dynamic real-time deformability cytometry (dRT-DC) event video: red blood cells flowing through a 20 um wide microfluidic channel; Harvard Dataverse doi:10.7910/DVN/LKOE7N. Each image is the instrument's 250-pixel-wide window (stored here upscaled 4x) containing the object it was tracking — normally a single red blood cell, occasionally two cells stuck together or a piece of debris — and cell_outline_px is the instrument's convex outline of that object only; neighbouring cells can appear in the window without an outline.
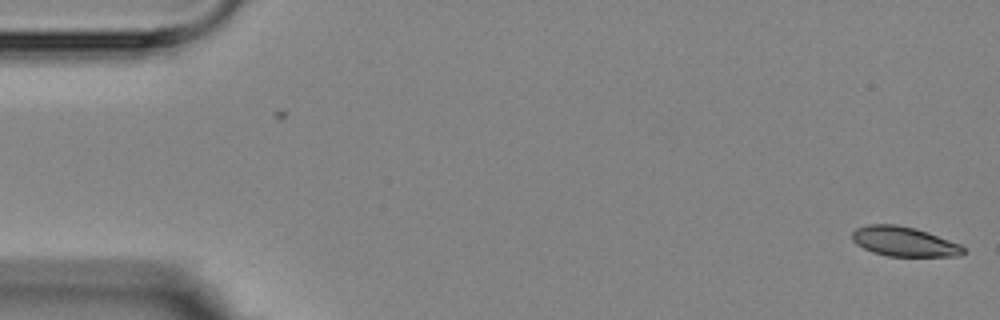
{"species": "Egyptian fruit bat (a non-hibernating species)", "species_latin": "Rousettus aegyptiacus", "temperature_condition": "room temperature", "stored_images_in_passage": 6, "segment_of_instrument_passage": [1, 2], "camera_frame_rate_fps": 3000, "um_per_image_px": 0.085, "animal": {"sex": "female"}, "frame": {"image": 1, "passage_image": 1, "time_ms": 0.0, "image_size_px": [1000, 320], "cell_outline_px": [[964, 252], [960, 256], [888, 256], [872, 252], [856, 244], [852, 240], [852, 232], [856, 228], [868, 224], [896, 224], [916, 228], [960, 244], [964, 248]], "centroid_in_image_um": [76.82, 20.53], "position_along_channel_um": 8.2, "area_um2": 19.19}}
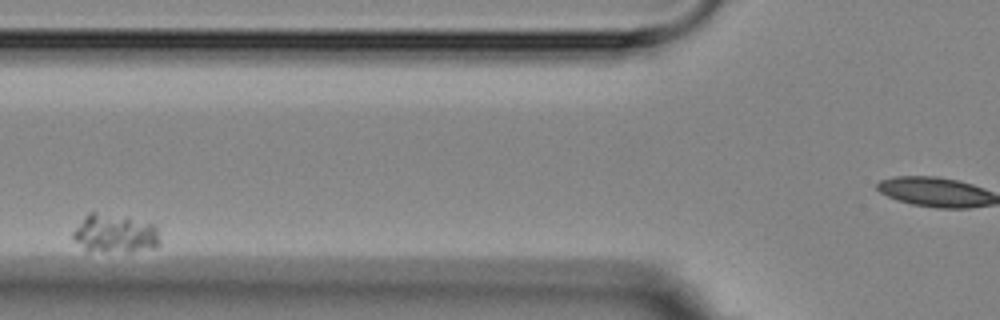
{"frame": {"image": 2, "passage_image": 4, "time_ms": 4.333, "image_size_px": [1000, 320], "cell_outline_px": [[160, 244], [156, 248], [128, 252], [88, 252], [72, 240], [72, 232], [84, 216], [88, 212], [96, 212], [128, 216], [152, 224], [156, 228], [160, 236]], "centroid_in_image_um": [9.75, 19.86], "position_along_channel_um": 116.1, "area_um2": 20.23}}